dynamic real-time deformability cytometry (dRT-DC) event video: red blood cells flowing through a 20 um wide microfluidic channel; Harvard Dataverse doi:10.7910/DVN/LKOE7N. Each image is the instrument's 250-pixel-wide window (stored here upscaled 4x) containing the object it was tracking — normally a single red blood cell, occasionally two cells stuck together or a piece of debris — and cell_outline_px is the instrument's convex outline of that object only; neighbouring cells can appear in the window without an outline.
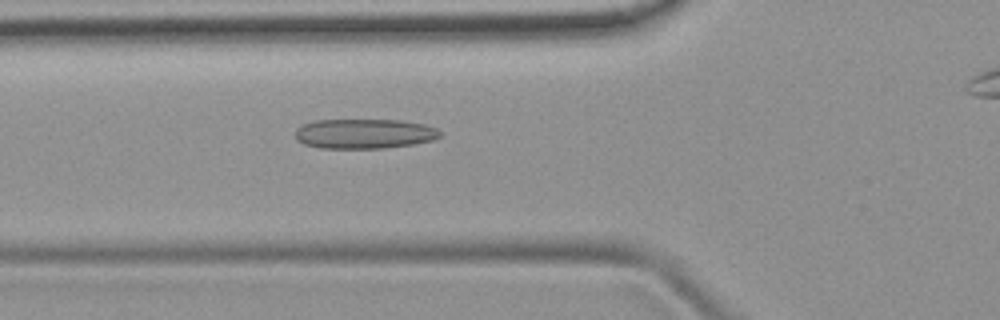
{"species": "common noctule bat (a hibernating species)", "species_latin": "Nyctalus noctula", "temperature_condition": "room temperature", "stored_images_in_passage": 44, "camera_frame_rate_fps": 3000, "um_per_image_px": 0.085, "animal": {"sex": "female", "body_mass_g": 19.9}, "frame": {"image": 1, "passage_image": 18, "time_ms": 5.667, "image_size_px": [1000, 320], "cell_outline_px": [[440, 136], [432, 140], [412, 144], [384, 148], [320, 148], [304, 144], [296, 140], [296, 128], [300, 124], [312, 120], [400, 120], [424, 124], [436, 128], [440, 132]], "centroid_in_image_um": [30.91, 11.36], "position_along_channel_um": 94.9, "area_um2": 25.2}}
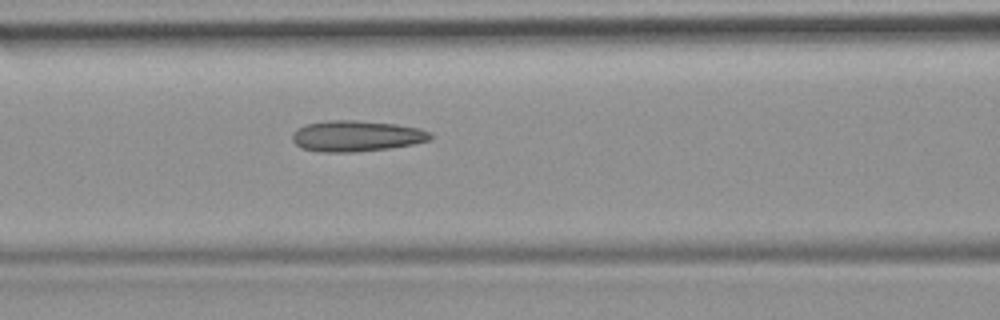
{"frame": {"image": 2, "passage_image": 21, "time_ms": 6.667, "image_size_px": [1000, 320], "cell_outline_px": [[432, 136], [428, 140], [412, 144], [388, 148], [352, 152], [320, 152], [300, 148], [292, 140], [292, 132], [296, 128], [304, 124], [328, 120], [356, 120], [396, 124], [420, 128], [432, 132]], "centroid_in_image_um": [30.24, 11.55], "position_along_channel_um": 136.4, "area_um2": 25.03}}
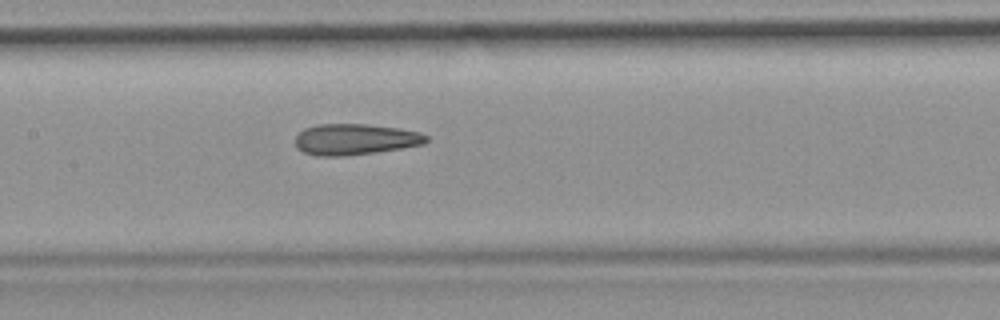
{"frame": {"image": 3, "passage_image": 24, "time_ms": 7.667, "image_size_px": [1000, 320], "cell_outline_px": [[428, 140], [424, 144], [376, 152], [344, 156], [320, 156], [304, 152], [296, 148], [296, 136], [304, 128], [316, 124], [368, 124], [400, 128], [420, 132], [428, 136]], "centroid_in_image_um": [30.19, 11.83], "position_along_channel_um": 177.2, "area_um2": 23.76}}